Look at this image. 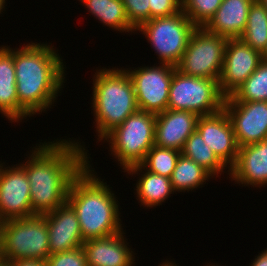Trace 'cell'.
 <instances>
[{"mask_svg":"<svg viewBox=\"0 0 267 266\" xmlns=\"http://www.w3.org/2000/svg\"><path fill=\"white\" fill-rule=\"evenodd\" d=\"M0 162V222L36 215L31 206L30 183L21 164Z\"/></svg>","mask_w":267,"mask_h":266,"instance_id":"8fae6325","label":"cell"},{"mask_svg":"<svg viewBox=\"0 0 267 266\" xmlns=\"http://www.w3.org/2000/svg\"><path fill=\"white\" fill-rule=\"evenodd\" d=\"M181 154L201 165L212 176L219 177L228 167L218 158L211 148L204 143L200 133L194 131L186 140ZM226 167V168H225Z\"/></svg>","mask_w":267,"mask_h":266,"instance_id":"cb8c5ba5","label":"cell"},{"mask_svg":"<svg viewBox=\"0 0 267 266\" xmlns=\"http://www.w3.org/2000/svg\"><path fill=\"white\" fill-rule=\"evenodd\" d=\"M204 143L218 156V158L230 168L235 164L238 157L237 145L232 123L225 109L219 112L200 116L197 129Z\"/></svg>","mask_w":267,"mask_h":266,"instance_id":"5bb4252c","label":"cell"},{"mask_svg":"<svg viewBox=\"0 0 267 266\" xmlns=\"http://www.w3.org/2000/svg\"><path fill=\"white\" fill-rule=\"evenodd\" d=\"M262 55V61L267 62V47L266 49L261 53Z\"/></svg>","mask_w":267,"mask_h":266,"instance_id":"d590c367","label":"cell"},{"mask_svg":"<svg viewBox=\"0 0 267 266\" xmlns=\"http://www.w3.org/2000/svg\"><path fill=\"white\" fill-rule=\"evenodd\" d=\"M196 26L181 11L177 14L153 18L140 25L136 31L144 34L158 55V62L176 66L186 50L191 33Z\"/></svg>","mask_w":267,"mask_h":266,"instance_id":"ba28073f","label":"cell"},{"mask_svg":"<svg viewBox=\"0 0 267 266\" xmlns=\"http://www.w3.org/2000/svg\"><path fill=\"white\" fill-rule=\"evenodd\" d=\"M144 170V171H143ZM128 175H141L136 183V197L140 206L152 208L162 205L173 193L170 178L145 170L140 164L131 166L125 171ZM143 172V173H142ZM142 173V174H141Z\"/></svg>","mask_w":267,"mask_h":266,"instance_id":"ffe728a7","label":"cell"},{"mask_svg":"<svg viewBox=\"0 0 267 266\" xmlns=\"http://www.w3.org/2000/svg\"><path fill=\"white\" fill-rule=\"evenodd\" d=\"M175 69L176 66L167 63L126 69L133 82L140 111L157 115L167 110L169 87Z\"/></svg>","mask_w":267,"mask_h":266,"instance_id":"30bf717a","label":"cell"},{"mask_svg":"<svg viewBox=\"0 0 267 266\" xmlns=\"http://www.w3.org/2000/svg\"><path fill=\"white\" fill-rule=\"evenodd\" d=\"M43 215L49 232L50 255L83 245L77 214L68 202Z\"/></svg>","mask_w":267,"mask_h":266,"instance_id":"9a60e30c","label":"cell"},{"mask_svg":"<svg viewBox=\"0 0 267 266\" xmlns=\"http://www.w3.org/2000/svg\"><path fill=\"white\" fill-rule=\"evenodd\" d=\"M267 101V62L257 69L230 95L225 102Z\"/></svg>","mask_w":267,"mask_h":266,"instance_id":"484cf974","label":"cell"},{"mask_svg":"<svg viewBox=\"0 0 267 266\" xmlns=\"http://www.w3.org/2000/svg\"><path fill=\"white\" fill-rule=\"evenodd\" d=\"M130 24L137 29L150 20L149 0H122Z\"/></svg>","mask_w":267,"mask_h":266,"instance_id":"f546056e","label":"cell"},{"mask_svg":"<svg viewBox=\"0 0 267 266\" xmlns=\"http://www.w3.org/2000/svg\"><path fill=\"white\" fill-rule=\"evenodd\" d=\"M0 266H11L9 261H4L2 259H0Z\"/></svg>","mask_w":267,"mask_h":266,"instance_id":"8d00e7d4","label":"cell"},{"mask_svg":"<svg viewBox=\"0 0 267 266\" xmlns=\"http://www.w3.org/2000/svg\"><path fill=\"white\" fill-rule=\"evenodd\" d=\"M85 148L80 141L69 138V141L40 142L30 150L28 159L21 165L30 183L31 206L35 214L54 211L67 202L72 180L88 164L90 157Z\"/></svg>","mask_w":267,"mask_h":266,"instance_id":"6da1fadb","label":"cell"},{"mask_svg":"<svg viewBox=\"0 0 267 266\" xmlns=\"http://www.w3.org/2000/svg\"><path fill=\"white\" fill-rule=\"evenodd\" d=\"M91 15L112 30L135 33L136 29L130 24L122 0H79ZM135 31V32H134Z\"/></svg>","mask_w":267,"mask_h":266,"instance_id":"7402d4cb","label":"cell"},{"mask_svg":"<svg viewBox=\"0 0 267 266\" xmlns=\"http://www.w3.org/2000/svg\"><path fill=\"white\" fill-rule=\"evenodd\" d=\"M45 262L46 266H88L86 253L82 246L51 254Z\"/></svg>","mask_w":267,"mask_h":266,"instance_id":"f1b7e54d","label":"cell"},{"mask_svg":"<svg viewBox=\"0 0 267 266\" xmlns=\"http://www.w3.org/2000/svg\"><path fill=\"white\" fill-rule=\"evenodd\" d=\"M213 176L193 160L180 154L170 181L174 192H189L206 184ZM205 182V183H204Z\"/></svg>","mask_w":267,"mask_h":266,"instance_id":"603a6c76","label":"cell"},{"mask_svg":"<svg viewBox=\"0 0 267 266\" xmlns=\"http://www.w3.org/2000/svg\"><path fill=\"white\" fill-rule=\"evenodd\" d=\"M251 263L249 266H267V248L255 256V259Z\"/></svg>","mask_w":267,"mask_h":266,"instance_id":"d6a6232c","label":"cell"},{"mask_svg":"<svg viewBox=\"0 0 267 266\" xmlns=\"http://www.w3.org/2000/svg\"><path fill=\"white\" fill-rule=\"evenodd\" d=\"M199 115L191 111L165 110L156 115L155 144L182 151L188 137L197 129Z\"/></svg>","mask_w":267,"mask_h":266,"instance_id":"2e32d148","label":"cell"},{"mask_svg":"<svg viewBox=\"0 0 267 266\" xmlns=\"http://www.w3.org/2000/svg\"><path fill=\"white\" fill-rule=\"evenodd\" d=\"M150 19L166 17L182 11V0H149Z\"/></svg>","mask_w":267,"mask_h":266,"instance_id":"4dcf8cb0","label":"cell"},{"mask_svg":"<svg viewBox=\"0 0 267 266\" xmlns=\"http://www.w3.org/2000/svg\"><path fill=\"white\" fill-rule=\"evenodd\" d=\"M254 0H223L204 28L227 39L240 38L246 28L250 5Z\"/></svg>","mask_w":267,"mask_h":266,"instance_id":"d6986e66","label":"cell"},{"mask_svg":"<svg viewBox=\"0 0 267 266\" xmlns=\"http://www.w3.org/2000/svg\"><path fill=\"white\" fill-rule=\"evenodd\" d=\"M49 255V232L44 215L0 222V259L46 261Z\"/></svg>","mask_w":267,"mask_h":266,"instance_id":"5b68a950","label":"cell"},{"mask_svg":"<svg viewBox=\"0 0 267 266\" xmlns=\"http://www.w3.org/2000/svg\"><path fill=\"white\" fill-rule=\"evenodd\" d=\"M53 47L48 43L31 42L13 49L21 121L47 111L61 93L66 81V65Z\"/></svg>","mask_w":267,"mask_h":266,"instance_id":"7a4b0ae2","label":"cell"},{"mask_svg":"<svg viewBox=\"0 0 267 266\" xmlns=\"http://www.w3.org/2000/svg\"><path fill=\"white\" fill-rule=\"evenodd\" d=\"M225 98L219 81L187 76L175 69L167 109L191 111L199 116L210 115L224 108Z\"/></svg>","mask_w":267,"mask_h":266,"instance_id":"52a82bcc","label":"cell"},{"mask_svg":"<svg viewBox=\"0 0 267 266\" xmlns=\"http://www.w3.org/2000/svg\"><path fill=\"white\" fill-rule=\"evenodd\" d=\"M9 262L11 266H46V262L43 260L24 259Z\"/></svg>","mask_w":267,"mask_h":266,"instance_id":"1f68e13d","label":"cell"},{"mask_svg":"<svg viewBox=\"0 0 267 266\" xmlns=\"http://www.w3.org/2000/svg\"><path fill=\"white\" fill-rule=\"evenodd\" d=\"M260 2L265 6V8L267 9V0H260Z\"/></svg>","mask_w":267,"mask_h":266,"instance_id":"74e56055","label":"cell"},{"mask_svg":"<svg viewBox=\"0 0 267 266\" xmlns=\"http://www.w3.org/2000/svg\"><path fill=\"white\" fill-rule=\"evenodd\" d=\"M240 39L260 53L266 49L267 9L260 0H254L250 5L246 28Z\"/></svg>","mask_w":267,"mask_h":266,"instance_id":"d4e9b609","label":"cell"},{"mask_svg":"<svg viewBox=\"0 0 267 266\" xmlns=\"http://www.w3.org/2000/svg\"><path fill=\"white\" fill-rule=\"evenodd\" d=\"M158 266H177V265L175 263H173V261H170V262L169 261H167V262L165 261L162 264L159 263Z\"/></svg>","mask_w":267,"mask_h":266,"instance_id":"836d02e7","label":"cell"},{"mask_svg":"<svg viewBox=\"0 0 267 266\" xmlns=\"http://www.w3.org/2000/svg\"><path fill=\"white\" fill-rule=\"evenodd\" d=\"M91 167L88 161L72 180L67 196V202L77 214L84 241L123 231L119 201L109 185Z\"/></svg>","mask_w":267,"mask_h":266,"instance_id":"3957f363","label":"cell"},{"mask_svg":"<svg viewBox=\"0 0 267 266\" xmlns=\"http://www.w3.org/2000/svg\"><path fill=\"white\" fill-rule=\"evenodd\" d=\"M0 113L9 121L19 123V100L16 89L13 49L0 46Z\"/></svg>","mask_w":267,"mask_h":266,"instance_id":"44dd1931","label":"cell"},{"mask_svg":"<svg viewBox=\"0 0 267 266\" xmlns=\"http://www.w3.org/2000/svg\"><path fill=\"white\" fill-rule=\"evenodd\" d=\"M181 152L154 145L140 165L147 171L170 178Z\"/></svg>","mask_w":267,"mask_h":266,"instance_id":"4316f807","label":"cell"},{"mask_svg":"<svg viewBox=\"0 0 267 266\" xmlns=\"http://www.w3.org/2000/svg\"><path fill=\"white\" fill-rule=\"evenodd\" d=\"M155 122V114L138 110L102 139L111 144V155L124 171L140 164L154 146Z\"/></svg>","mask_w":267,"mask_h":266,"instance_id":"8992f818","label":"cell"},{"mask_svg":"<svg viewBox=\"0 0 267 266\" xmlns=\"http://www.w3.org/2000/svg\"><path fill=\"white\" fill-rule=\"evenodd\" d=\"M7 0H0V14H2L3 10H5V4Z\"/></svg>","mask_w":267,"mask_h":266,"instance_id":"e575fe53","label":"cell"},{"mask_svg":"<svg viewBox=\"0 0 267 266\" xmlns=\"http://www.w3.org/2000/svg\"><path fill=\"white\" fill-rule=\"evenodd\" d=\"M227 38L196 27L176 70L187 76L219 81Z\"/></svg>","mask_w":267,"mask_h":266,"instance_id":"9c48e42d","label":"cell"},{"mask_svg":"<svg viewBox=\"0 0 267 266\" xmlns=\"http://www.w3.org/2000/svg\"><path fill=\"white\" fill-rule=\"evenodd\" d=\"M238 147L267 139V101L224 102Z\"/></svg>","mask_w":267,"mask_h":266,"instance_id":"4fadbf2b","label":"cell"},{"mask_svg":"<svg viewBox=\"0 0 267 266\" xmlns=\"http://www.w3.org/2000/svg\"><path fill=\"white\" fill-rule=\"evenodd\" d=\"M223 0H182V11L196 27H204Z\"/></svg>","mask_w":267,"mask_h":266,"instance_id":"83f0119b","label":"cell"},{"mask_svg":"<svg viewBox=\"0 0 267 266\" xmlns=\"http://www.w3.org/2000/svg\"><path fill=\"white\" fill-rule=\"evenodd\" d=\"M261 61V53L242 39H228L219 77L221 92L226 97L230 96L257 69Z\"/></svg>","mask_w":267,"mask_h":266,"instance_id":"7c38bea8","label":"cell"},{"mask_svg":"<svg viewBox=\"0 0 267 266\" xmlns=\"http://www.w3.org/2000/svg\"><path fill=\"white\" fill-rule=\"evenodd\" d=\"M92 109L98 141L139 110L126 68L98 69L93 77Z\"/></svg>","mask_w":267,"mask_h":266,"instance_id":"277c9868","label":"cell"},{"mask_svg":"<svg viewBox=\"0 0 267 266\" xmlns=\"http://www.w3.org/2000/svg\"><path fill=\"white\" fill-rule=\"evenodd\" d=\"M206 266H219V265H217V264H216V265H215V264H214V265H212V264H208V265H206Z\"/></svg>","mask_w":267,"mask_h":266,"instance_id":"f35d334b","label":"cell"},{"mask_svg":"<svg viewBox=\"0 0 267 266\" xmlns=\"http://www.w3.org/2000/svg\"><path fill=\"white\" fill-rule=\"evenodd\" d=\"M124 231L84 241L88 266H134L136 255L124 238ZM134 254V255H133Z\"/></svg>","mask_w":267,"mask_h":266,"instance_id":"ac0fdd59","label":"cell"},{"mask_svg":"<svg viewBox=\"0 0 267 266\" xmlns=\"http://www.w3.org/2000/svg\"><path fill=\"white\" fill-rule=\"evenodd\" d=\"M229 176L231 181L249 188L267 186V139L239 147L237 160L230 168Z\"/></svg>","mask_w":267,"mask_h":266,"instance_id":"e0dca14e","label":"cell"}]
</instances>
